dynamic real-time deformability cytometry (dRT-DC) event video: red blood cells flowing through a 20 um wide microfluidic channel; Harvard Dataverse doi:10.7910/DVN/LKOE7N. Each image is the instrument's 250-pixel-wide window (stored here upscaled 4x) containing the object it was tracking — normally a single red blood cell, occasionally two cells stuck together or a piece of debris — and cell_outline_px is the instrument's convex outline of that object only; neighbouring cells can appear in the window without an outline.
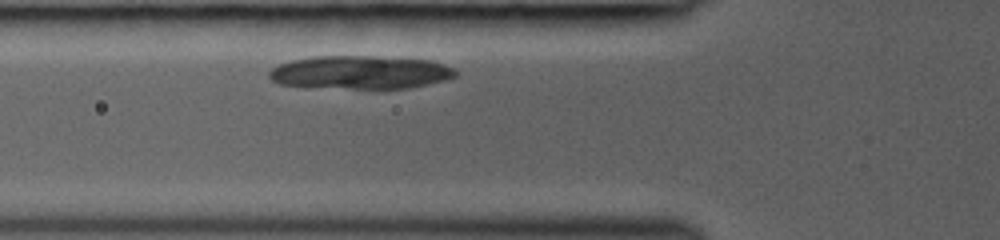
{"species": "common noctule bat (a hibernating species)", "species_latin": "Nyctalus noctula", "temperature_condition": "room temperature", "stored_images_in_passage": 3, "camera_frame_rate_fps": 3000, "um_per_image_px": 0.085, "animal": {"sex": "female", "body_mass_g": 19.0, "forearm_length_mm": 53.3}, "frame": {"image": 1, "passage_image": 3, "time_ms": 0.667, "image_size_px": [1000, 240], "cell_outline_px": [[456, 76], [448, 80], [408, 88], [352, 88], [280, 84], [272, 80], [268, 76], [268, 72], [272, 68], [280, 64], [292, 60], [312, 56], [372, 56], [432, 60], [444, 64], [452, 68], [456, 72]], "centroid_in_image_um": [30.67, 6.13], "position_along_channel_um": 95.1, "area_um2": 35.89}}